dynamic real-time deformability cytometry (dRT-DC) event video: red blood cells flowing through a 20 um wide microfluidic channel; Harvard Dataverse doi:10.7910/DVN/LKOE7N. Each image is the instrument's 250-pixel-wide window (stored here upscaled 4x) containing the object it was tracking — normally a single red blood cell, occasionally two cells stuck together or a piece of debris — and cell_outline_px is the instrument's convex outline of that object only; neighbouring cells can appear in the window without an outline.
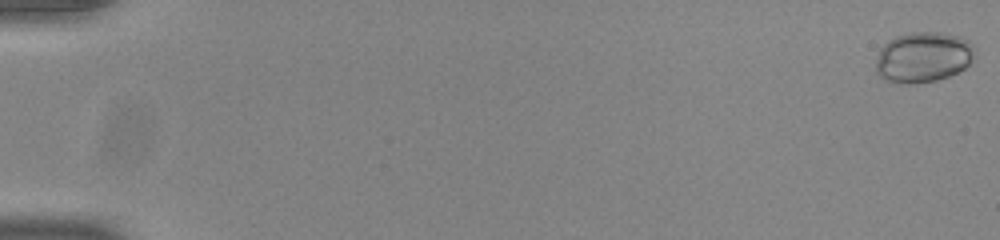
{"species": "common noctule bat (a hibernating species)", "species_latin": "Nyctalus noctula", "temperature_condition": "room temperature", "stored_images_in_passage": 55, "camera_frame_rate_fps": 3000, "um_per_image_px": 0.085, "animal": {"sex": "male", "body_mass_g": 20.0, "forearm_length_mm": 53.3}, "frame": {"image": 1, "passage_image": 1, "time_ms": 0.0, "image_size_px": [1000, 240], "cell_outline_px": [[976, 52], [968, 64], [964, 68], [948, 76], [936, 80], [912, 84], [896, 84], [884, 80], [876, 72], [876, 60], [880, 48], [888, 40], [896, 36], [912, 32], [944, 32], [960, 36], [968, 40], [972, 44]], "centroid_in_image_um": [78.44, 4.86], "position_along_channel_um": 6.6, "area_um2": 29.42}}
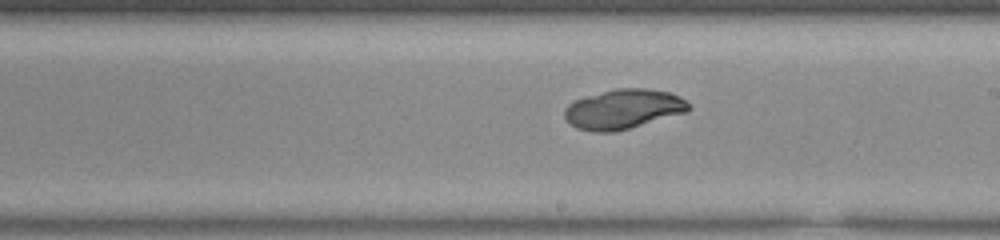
{"frame": {"image": 2, "passage_image": 33, "time_ms": 10.667, "image_size_px": [1000, 240], "cell_outline_px": [[692, 108], [688, 112], [628, 128], [612, 132], [596, 132], [576, 128], [568, 124], [564, 116], [564, 108], [568, 104], [576, 100], [588, 96], [616, 88], [644, 88], [668, 92], [680, 96], [688, 100]], "centroid_in_image_um": [53.0, 9.27], "position_along_channel_um": 236.0, "area_um2": 28.73}}
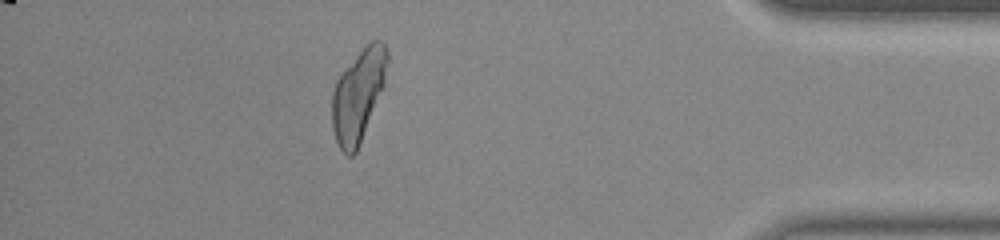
{"frame": {"image": 3, "passage_image": 49, "time_ms": 16.0, "image_size_px": [1000, 240], "cell_outline_px": [[388, 64], [384, 84], [360, 144], [356, 152], [352, 156], [348, 156], [340, 148], [336, 140], [332, 128], [332, 92], [336, 80], [356, 56], [372, 40], [380, 40], [384, 44], [388, 52]], "centroid_in_image_um": [30.45, 8.11], "position_along_channel_um": 404.8, "area_um2": 29.19}}